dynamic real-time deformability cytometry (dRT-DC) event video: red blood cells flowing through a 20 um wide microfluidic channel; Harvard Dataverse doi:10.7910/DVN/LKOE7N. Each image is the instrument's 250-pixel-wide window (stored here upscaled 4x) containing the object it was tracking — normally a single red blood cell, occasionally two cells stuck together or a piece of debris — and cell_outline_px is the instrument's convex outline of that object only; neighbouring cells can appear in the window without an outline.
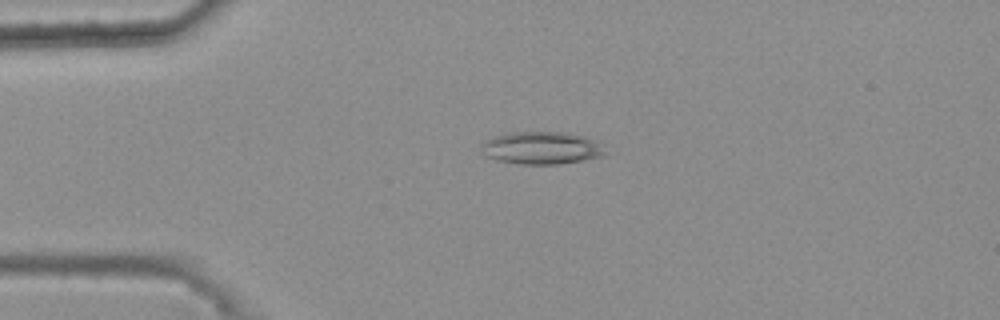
{"species": "common noctule bat (a hibernating species)", "species_latin": "Nyctalus noctula", "temperature_condition": "warm", "stored_images_in_passage": 45, "camera_frame_rate_fps": 3000, "um_per_image_px": 0.085, "animal": {"sex": "female", "body_mass_g": 25.1}, "frame": {"image": 1, "passage_image": 10, "time_ms": 3.0, "image_size_px": [1000, 320], "cell_outline_px": [[604, 156], [584, 160], [560, 164], [520, 164], [496, 160], [488, 156], [480, 144], [484, 140], [508, 132], [564, 132], [584, 136], [600, 140], [604, 152]], "centroid_in_image_um": [46.08, 12.57], "position_along_channel_um": 38.9, "area_um2": 23.58}}
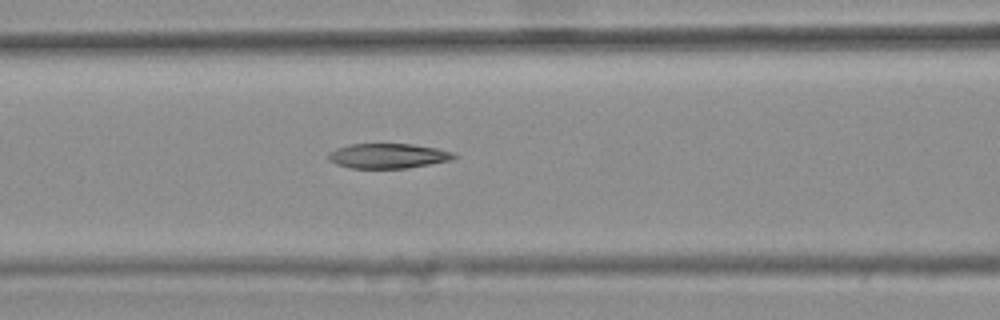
{"frame": {"image": 2, "passage_image": 20, "time_ms": 6.333, "image_size_px": [1000, 320], "cell_outline_px": [[456, 156], [452, 160], [408, 168], [348, 168], [336, 164], [328, 160], [328, 152], [336, 148], [348, 144], [412, 144], [436, 148], [452, 152]], "centroid_in_image_um": [32.93, 13.25], "position_along_channel_um": 133.7, "area_um2": 18.26}}
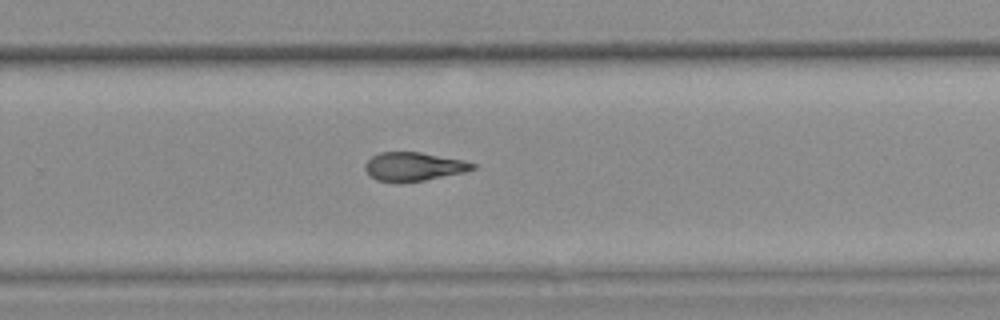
{"frame": {"image": 3, "passage_image": 33, "time_ms": 10.667, "image_size_px": [1000, 320], "cell_outline_px": [[476, 168], [464, 172], [424, 180], [376, 180], [364, 168], [364, 164], [372, 156], [380, 152], [420, 152], [464, 160], [476, 164]], "centroid_in_image_um": [35.19, 14.12], "position_along_channel_um": 294.6, "area_um2": 17.4}, "authors_computed_cell_mechanics": {"area_um2": 18.8428, "velocity_mm_per_s": 3.7217, "shape_relaxation_time_tau1_ms": null, "shape_relaxation_time_tau2_ms": 4.857, "deformation_change_tau1": null, "deformation_change_tau2": 0.1422}}